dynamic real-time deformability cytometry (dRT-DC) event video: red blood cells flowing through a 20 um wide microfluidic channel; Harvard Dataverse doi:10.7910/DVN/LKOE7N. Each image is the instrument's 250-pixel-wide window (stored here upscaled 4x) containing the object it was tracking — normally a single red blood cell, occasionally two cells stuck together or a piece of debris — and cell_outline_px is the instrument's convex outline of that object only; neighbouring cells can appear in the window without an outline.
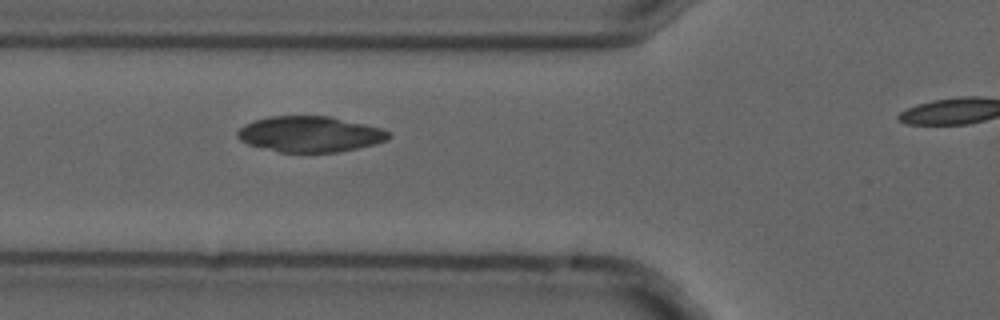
{"species": "common noctule bat (a hibernating species)", "species_latin": "Nyctalus noctula", "temperature_condition": "cold", "stored_images_in_passage": 13, "camera_frame_rate_fps": 3000, "um_per_image_px": 0.085, "animal": {"sex": "male", "forearm_length_mm": 52.5}, "frame": {"image": 1, "passage_image": 3, "time_ms": 0.667, "image_size_px": [1000, 320], "cell_outline_px": [[392, 136], [388, 140], [376, 144], [340, 152], [280, 152], [248, 144], [240, 140], [236, 136], [236, 132], [244, 124], [268, 116], [332, 116], [380, 128], [388, 132]], "centroid_in_image_um": [26.35, 11.4], "position_along_channel_um": 99.4, "area_um2": 31.56}}
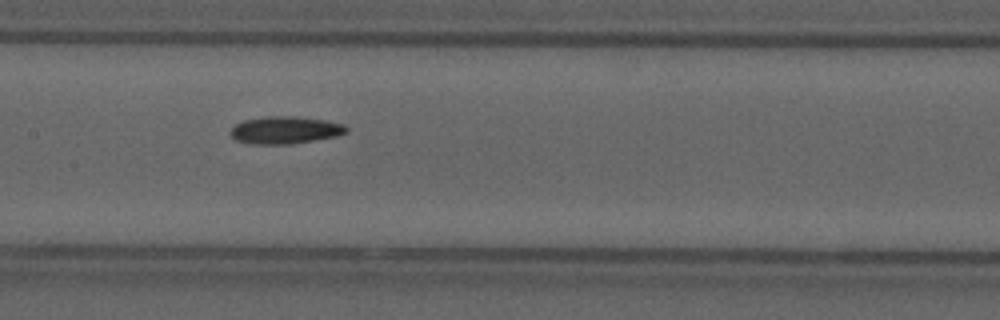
{"frame": {"image": 2, "passage_image": 6, "time_ms": 1.667, "image_size_px": [1000, 320], "cell_outline_px": [[348, 132], [336, 136], [292, 144], [248, 144], [236, 140], [232, 136], [232, 128], [236, 124], [244, 120], [268, 116], [296, 116], [324, 120], [344, 124], [348, 128]], "centroid_in_image_um": [24.26, 11.06], "position_along_channel_um": 183.1, "area_um2": 18.44}}